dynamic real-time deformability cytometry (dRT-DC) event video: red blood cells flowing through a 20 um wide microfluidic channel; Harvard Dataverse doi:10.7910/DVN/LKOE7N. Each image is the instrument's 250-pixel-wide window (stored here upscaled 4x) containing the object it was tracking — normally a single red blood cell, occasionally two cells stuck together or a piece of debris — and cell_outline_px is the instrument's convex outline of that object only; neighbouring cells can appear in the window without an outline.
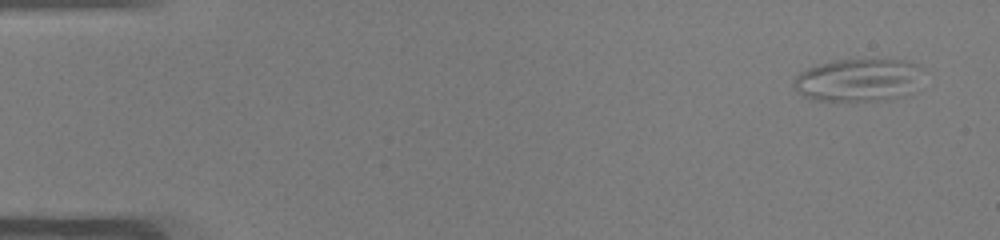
{"species": "common noctule bat (a hibernating species)", "species_latin": "Nyctalus noctula", "temperature_condition": "warm", "stored_images_in_passage": 48, "camera_frame_rate_fps": 3000, "um_per_image_px": 0.085, "animal": {"sex": "male", "body_mass_g": 19.0, "forearm_length_mm": 50.8}, "frame": {"image": 1, "passage_image": 1, "time_ms": 0.0, "image_size_px": [1000, 240], "cell_outline_px": [[924, 68], [900, 96], [888, 100], [816, 100], [804, 96], [796, 92], [792, 84], [796, 76], [800, 72], [808, 68], [820, 64], [836, 60], [904, 60], [920, 64]], "centroid_in_image_um": [72.84, 6.78], "position_along_channel_um": 12.2, "area_um2": 31.27}}
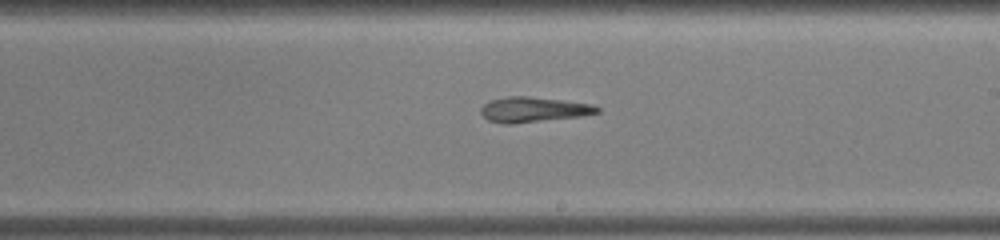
{"frame": {"image": 2, "passage_image": 28, "time_ms": 9.0, "image_size_px": [1000, 240], "cell_outline_px": [[600, 112], [580, 116], [512, 124], [504, 124], [488, 120], [480, 112], [480, 108], [484, 104], [492, 100], [508, 96], [528, 96], [592, 104], [600, 108]], "centroid_in_image_um": [45.32, 9.31], "position_along_channel_um": 243.7, "area_um2": 16.88}}
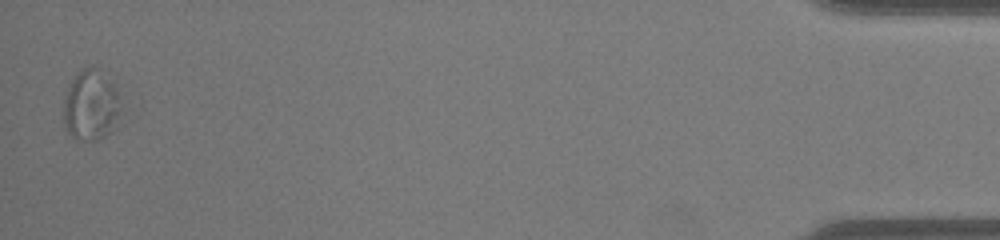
{"frame": {"image": 3, "passage_image": 48, "time_ms": 15.667, "image_size_px": [1000, 240], "cell_outline_px": [[124, 124], [112, 132], [96, 140], [76, 140], [68, 132], [64, 124], [64, 100], [68, 88], [76, 72], [88, 64], [96, 64], [104, 68], [116, 84]], "centroid_in_image_um": [7.83, 8.89], "position_along_channel_um": 427.4, "area_um2": 25.26}, "authors_computed_cell_mechanics": {"area_um2": 19.074, "velocity_mm_per_s": 4.021, "shape_relaxation_time_tau1_ms": 2.5607, "shape_relaxation_time_tau2_ms": 5.0739, "deformation_change_tau1": 0.1288, "deformation_change_tau2": 0.1613}}